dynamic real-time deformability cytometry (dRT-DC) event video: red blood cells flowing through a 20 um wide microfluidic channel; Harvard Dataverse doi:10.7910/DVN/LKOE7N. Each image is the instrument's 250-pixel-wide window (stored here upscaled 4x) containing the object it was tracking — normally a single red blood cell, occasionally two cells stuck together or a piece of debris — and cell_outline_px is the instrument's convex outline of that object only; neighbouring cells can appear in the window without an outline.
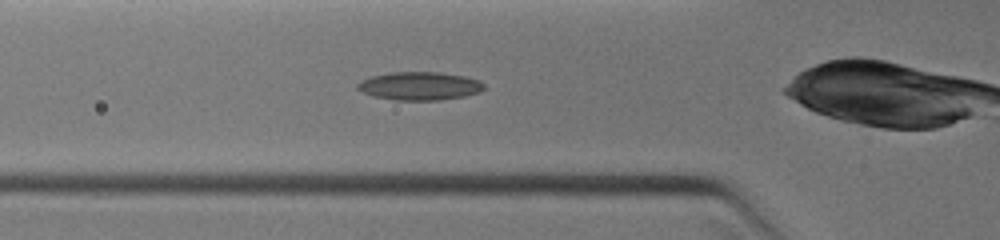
{"species": "common noctule bat (a hibernating species)", "species_latin": "Nyctalus noctula", "temperature_condition": "warm", "stored_images_in_passage": 3, "camera_frame_rate_fps": 3000, "um_per_image_px": 0.085, "animal": {"sex": "female", "body_mass_g": 19.0, "forearm_length_mm": 51.5}, "frame": {"image": 1, "passage_image": 2, "time_ms": 0.333, "image_size_px": [1000, 240], "cell_outline_px": [[484, 88], [480, 92], [464, 96], [440, 100], [392, 100], [372, 96], [356, 88], [356, 84], [360, 80], [372, 76], [388, 72], [440, 72], [464, 76], [480, 80], [484, 84]], "centroid_in_image_um": [35.65, 7.3], "position_along_channel_um": 90.2, "area_um2": 20.98}}